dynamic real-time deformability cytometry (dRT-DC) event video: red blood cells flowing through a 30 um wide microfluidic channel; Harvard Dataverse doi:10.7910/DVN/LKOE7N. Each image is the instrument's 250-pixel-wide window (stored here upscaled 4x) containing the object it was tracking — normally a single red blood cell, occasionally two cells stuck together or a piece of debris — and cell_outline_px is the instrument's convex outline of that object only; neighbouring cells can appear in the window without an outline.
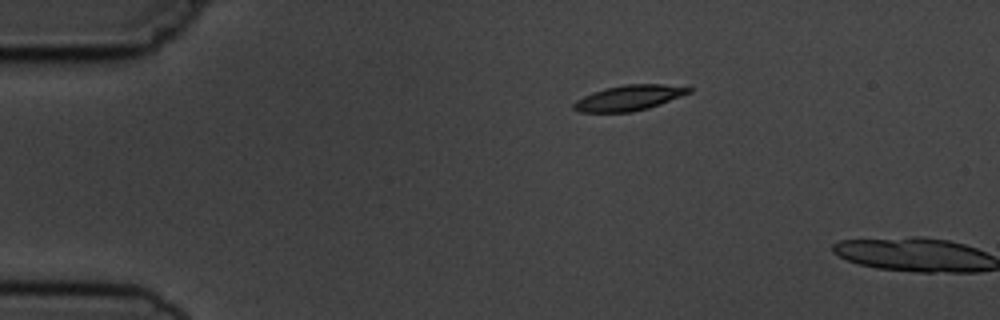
{"species": "common noctule bat (a hibernating species)", "species_latin": "Nyctalus noctula", "temperature_condition": "cold", "stored_images_in_passage": 2, "camera_frame_rate_fps": 3000, "um_per_image_px": 0.085, "animal": {"sex": "male", "body_mass_g": 19.5, "forearm_length_mm": 54.6}, "frame": {"image": 1, "passage_image": 1, "time_ms": 0.0, "image_size_px": [1000, 320], "cell_outline_px": [[692, 92], [660, 104], [648, 108], [632, 112], [580, 112], [572, 108], [572, 104], [576, 100], [592, 92], [604, 88], [624, 84], [664, 84], [692, 88]], "centroid_in_image_um": [53.44, 8.31], "position_along_channel_um": 31.6, "area_um2": 17.05}}